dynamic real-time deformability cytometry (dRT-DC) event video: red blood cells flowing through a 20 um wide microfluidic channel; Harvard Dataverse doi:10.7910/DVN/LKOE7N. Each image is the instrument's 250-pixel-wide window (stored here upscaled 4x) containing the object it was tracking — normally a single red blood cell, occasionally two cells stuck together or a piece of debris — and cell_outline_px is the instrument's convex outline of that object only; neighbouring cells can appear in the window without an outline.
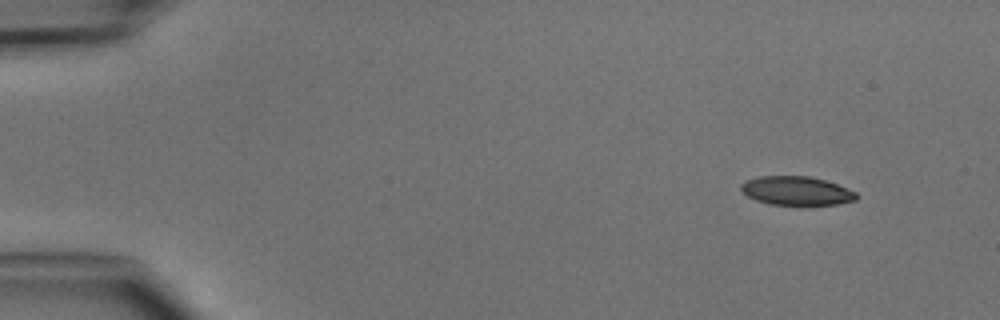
{"species": "common noctule bat (a hibernating species)", "species_latin": "Nyctalus noctula", "temperature_condition": "cold", "stored_images_in_passage": 4, "camera_frame_rate_fps": 3000, "um_per_image_px": 0.085, "animal": {"sex": "male", "body_mass_g": 15.6}, "frame": {"image": 1, "passage_image": 1, "time_ms": 0.0, "image_size_px": [1000, 320], "cell_outline_px": [[856, 200], [836, 204], [772, 204], [756, 200], [748, 196], [740, 188], [740, 184], [748, 180], [760, 176], [812, 176], [848, 188], [856, 192]], "centroid_in_image_um": [67.7, 16.2], "position_along_channel_um": 17.3, "area_um2": 19.02}}
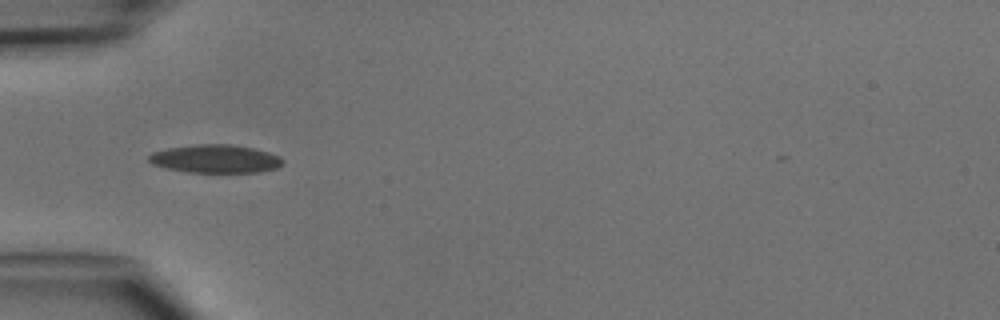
{"frame": {"image": 2, "passage_image": 4, "time_ms": 3.667, "image_size_px": [1000, 320], "cell_outline_px": [[284, 164], [276, 168], [260, 172], [188, 172], [168, 168], [152, 164], [148, 160], [148, 156], [152, 152], [168, 148], [196, 144], [232, 144], [252, 148], [268, 152], [280, 156], [284, 160]], "centroid_in_image_um": [18.33, 13.49], "position_along_channel_um": 66.7, "area_um2": 22.02}}